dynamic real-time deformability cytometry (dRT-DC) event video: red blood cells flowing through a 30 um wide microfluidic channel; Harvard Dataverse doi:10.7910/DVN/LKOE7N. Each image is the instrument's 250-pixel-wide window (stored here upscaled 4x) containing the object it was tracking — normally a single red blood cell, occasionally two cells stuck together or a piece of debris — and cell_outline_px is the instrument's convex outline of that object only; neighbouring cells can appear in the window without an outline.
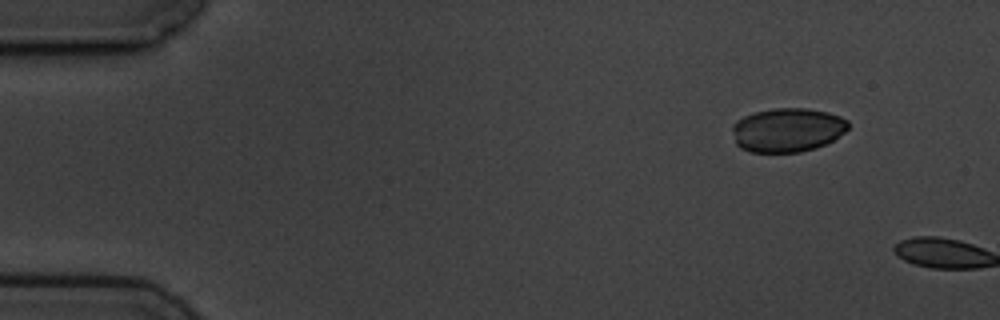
{"species": "common noctule bat (a hibernating species)", "species_latin": "Nyctalus noctula", "temperature_condition": "cold", "stored_images_in_passage": 2, "camera_frame_rate_fps": 3000, "um_per_image_px": 0.085, "animal": {"sex": "male", "body_mass_g": 19.5, "forearm_length_mm": 54.6}, "frame": {"image": 1, "passage_image": 1, "time_ms": 0.0, "image_size_px": [1000, 320], "cell_outline_px": [[848, 128], [844, 132], [832, 140], [816, 148], [800, 152], [748, 152], [740, 148], [736, 144], [732, 128], [732, 124], [736, 120], [744, 116], [756, 112], [772, 108], [804, 108], [828, 112], [840, 116], [848, 120]], "centroid_in_image_um": [66.91, 11.04], "position_along_channel_um": 18.1, "area_um2": 29.77}}